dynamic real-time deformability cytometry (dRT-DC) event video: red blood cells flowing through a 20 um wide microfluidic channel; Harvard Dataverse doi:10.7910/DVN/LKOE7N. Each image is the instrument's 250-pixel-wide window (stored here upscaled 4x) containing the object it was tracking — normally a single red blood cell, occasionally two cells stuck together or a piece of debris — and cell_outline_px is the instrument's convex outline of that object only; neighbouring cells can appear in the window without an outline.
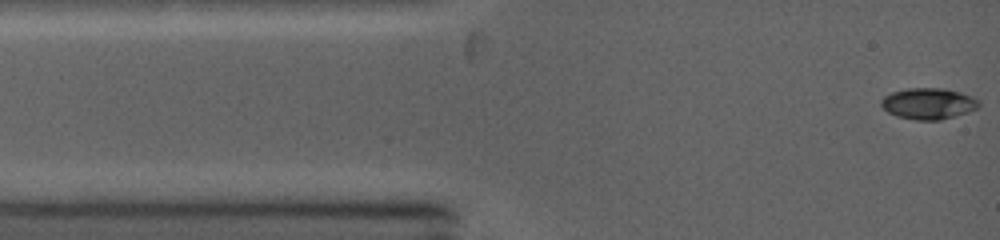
{"species": "common noctule bat (a hibernating species)", "species_latin": "Nyctalus noctula", "temperature_condition": "warm", "stored_images_in_passage": 37, "camera_frame_rate_fps": 5000, "um_per_image_px": 0.085, "animal": {"sex": "female", "body_mass_g": 19.0, "forearm_length_mm": 53.3}, "frame": {"image": 1, "passage_image": 1, "time_ms": 0.0, "image_size_px": [1000, 240], "cell_outline_px": [[980, 104], [976, 108], [968, 112], [940, 120], [916, 120], [896, 116], [888, 112], [880, 104], [880, 100], [884, 96], [892, 92], [908, 88], [940, 88], [960, 92], [972, 96], [980, 100]], "centroid_in_image_um": [78.91, 8.8], "position_along_channel_um": 6.1, "area_um2": 17.74}}
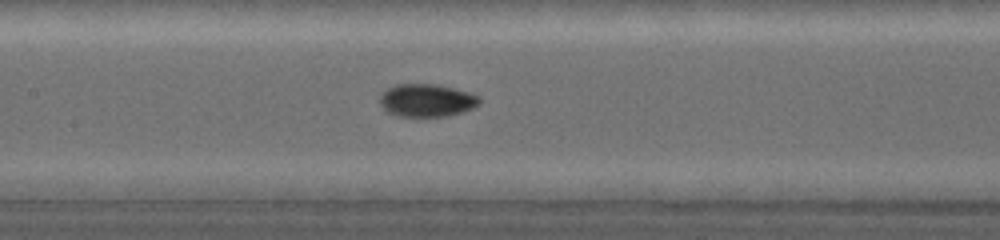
{"frame": {"image": 2, "passage_image": 15, "time_ms": 5.2, "image_size_px": [1000, 240], "cell_outline_px": [[480, 104], [472, 108], [460, 112], [444, 116], [400, 116], [388, 112], [380, 104], [380, 96], [388, 88], [396, 84], [436, 84], [468, 92], [480, 96]], "centroid_in_image_um": [36.27, 8.52], "position_along_channel_um": 171.1, "area_um2": 18.79}}
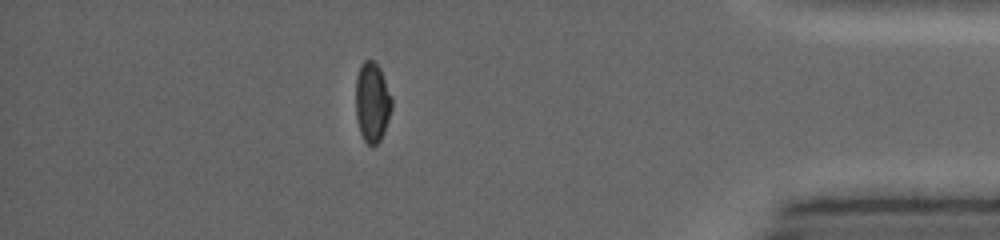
{"frame": {"image": 3, "passage_image": 30, "time_ms": 11.6, "image_size_px": [1000, 240], "cell_outline_px": [[392, 108], [384, 132], [380, 140], [372, 148], [364, 140], [360, 132], [356, 116], [356, 76], [360, 64], [364, 60], [372, 60], [380, 68], [392, 96]], "centroid_in_image_um": [31.64, 8.68], "position_along_channel_um": 403.6, "area_um2": 16.94}, "authors_computed_cell_mechanics": {"area_um2": 17.7446, "velocity_mm_per_s": 4.2706, "shape_relaxation_time_tau1_ms": 5.5914, "shape_relaxation_time_tau2_ms": 0.7697, "deformation_change_tau1": 0.1741, "deformation_change_tau2": 0.0221}}